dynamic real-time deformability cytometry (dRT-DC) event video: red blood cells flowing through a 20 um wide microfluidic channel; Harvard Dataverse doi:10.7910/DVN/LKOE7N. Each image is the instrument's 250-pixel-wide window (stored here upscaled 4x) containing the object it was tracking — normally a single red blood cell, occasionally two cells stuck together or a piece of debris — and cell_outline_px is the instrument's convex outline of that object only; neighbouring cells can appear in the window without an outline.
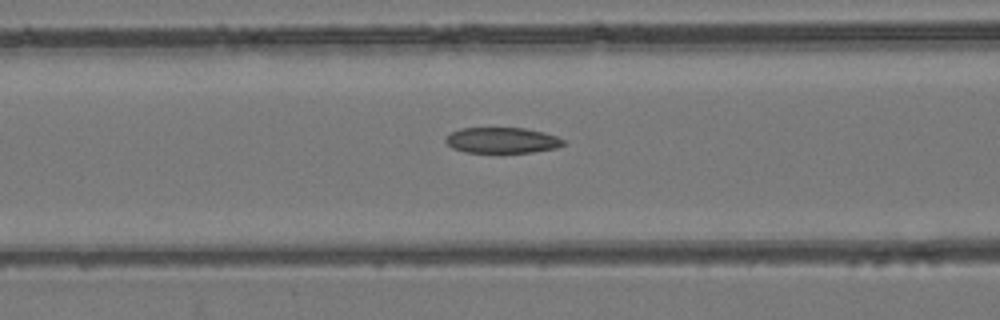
{"species": "common noctule bat (a hibernating species)", "species_latin": "Nyctalus noctula", "temperature_condition": "room temperature", "stored_images_in_passage": 52, "camera_frame_rate_fps": 3000, "um_per_image_px": 0.085, "animal": {"sex": "female", "body_mass_g": 24.6, "forearm_length_mm": 56.2}, "frame": {"image": 1, "passage_image": 21, "time_ms": 6.667, "image_size_px": [1000, 320], "cell_outline_px": [[564, 144], [556, 148], [532, 152], [500, 156], [464, 152], [452, 148], [444, 140], [444, 136], [460, 128], [524, 128], [544, 132], [556, 136], [564, 140]], "centroid_in_image_um": [42.63, 11.98], "position_along_channel_um": 124.0, "area_um2": 18.61}}
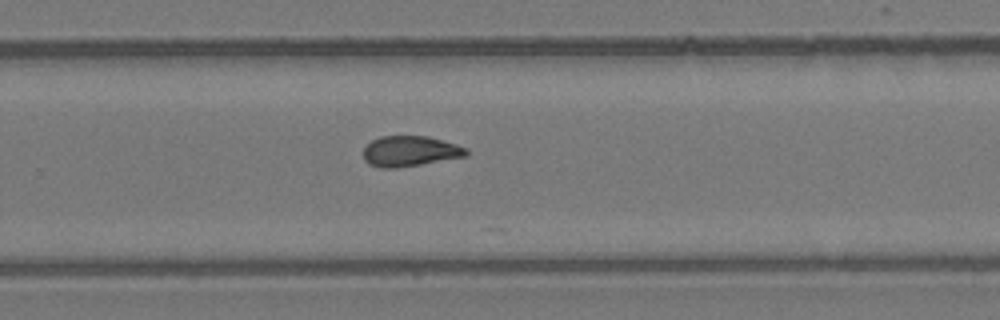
{"frame": {"image": 2, "passage_image": 34, "time_ms": 11.0, "image_size_px": [1000, 320], "cell_outline_px": [[468, 156], [396, 168], [380, 168], [368, 164], [364, 160], [364, 148], [372, 140], [380, 136], [428, 136], [456, 144], [468, 148]], "centroid_in_image_um": [34.86, 12.85], "position_along_channel_um": 294.9, "area_um2": 18.32}}
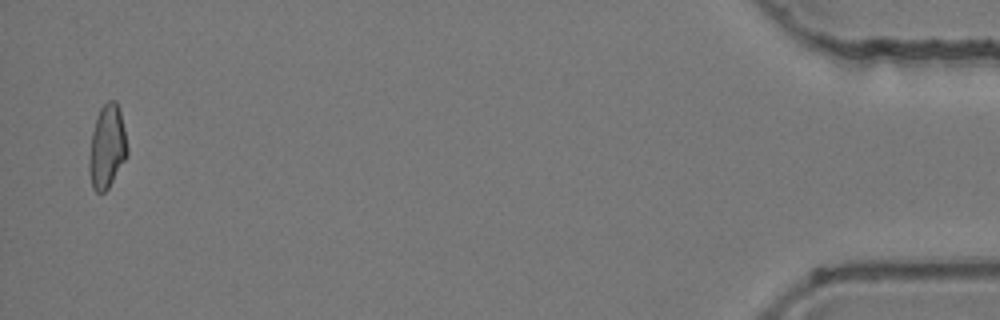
{"frame": {"image": 3, "passage_image": 51, "time_ms": 16.667, "image_size_px": [1000, 320], "cell_outline_px": [[128, 152], [124, 160], [108, 188], [104, 192], [96, 192], [92, 188], [88, 168], [88, 160], [92, 132], [96, 116], [100, 108], [108, 100], [116, 100], [120, 112], [124, 128], [128, 148]], "centroid_in_image_um": [9.08, 12.46], "position_along_channel_um": 426.1, "area_um2": 18.5}, "authors_computed_cell_mechanics": {"area_um2": 18.8428, "velocity_mm_per_s": 3.959, "shape_relaxation_time_tau1_ms": null, "shape_relaxation_time_tau2_ms": 4.2898, "deformation_change_tau1": null, "deformation_change_tau2": 0.1122}}